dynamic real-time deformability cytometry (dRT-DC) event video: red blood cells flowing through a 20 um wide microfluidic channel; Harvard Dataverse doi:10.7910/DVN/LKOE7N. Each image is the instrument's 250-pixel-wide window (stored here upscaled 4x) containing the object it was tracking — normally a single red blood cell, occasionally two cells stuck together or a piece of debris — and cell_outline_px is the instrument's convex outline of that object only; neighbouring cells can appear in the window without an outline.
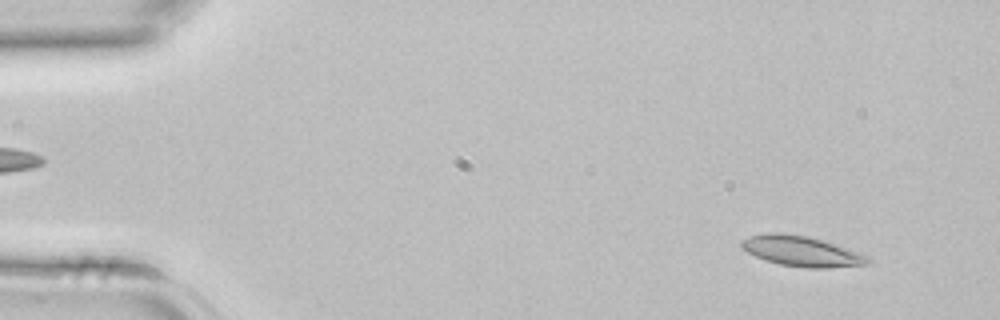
{"species": "common noctule bat (a hibernating species)", "species_latin": "Nyctalus noctula", "temperature_condition": "room temperature", "stored_images_in_passage": 41, "camera_frame_rate_fps": 3000, "um_per_image_px": 0.085, "animal": {"sex": "female", "body_mass_g": 22.7, "forearm_length_mm": 54.2}, "frame": {"image": 1, "passage_image": 2, "time_ms": 0.333, "image_size_px": [1000, 320], "cell_outline_px": [[872, 260], [868, 264], [828, 268], [804, 268], [780, 264], [764, 260], [748, 252], [740, 244], [740, 240], [752, 236], [768, 232], [780, 232], [808, 236], [836, 244], [868, 256]], "centroid_in_image_um": [68.14, 21.35], "position_along_channel_um": 16.9, "area_um2": 22.31}}
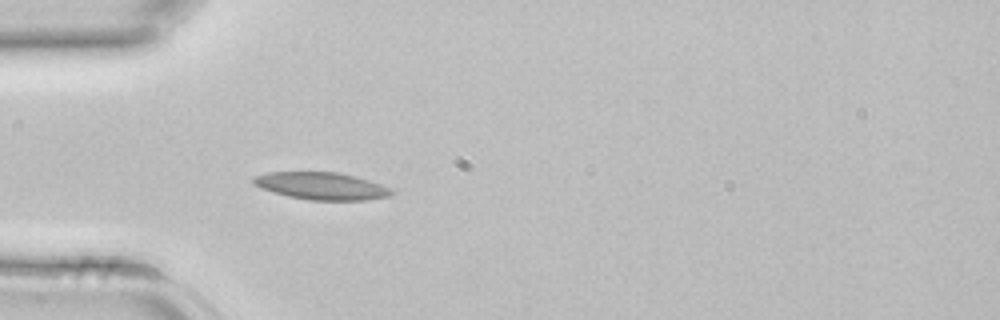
{"frame": {"image": 2, "passage_image": 11, "time_ms": 3.333, "image_size_px": [1000, 320], "cell_outline_px": [[396, 192], [392, 196], [368, 200], [308, 200], [288, 196], [260, 188], [252, 180], [252, 176], [268, 172], [336, 172], [356, 176], [380, 184]], "centroid_in_image_um": [27.34, 15.81], "position_along_channel_um": 57.7, "area_um2": 22.02}}
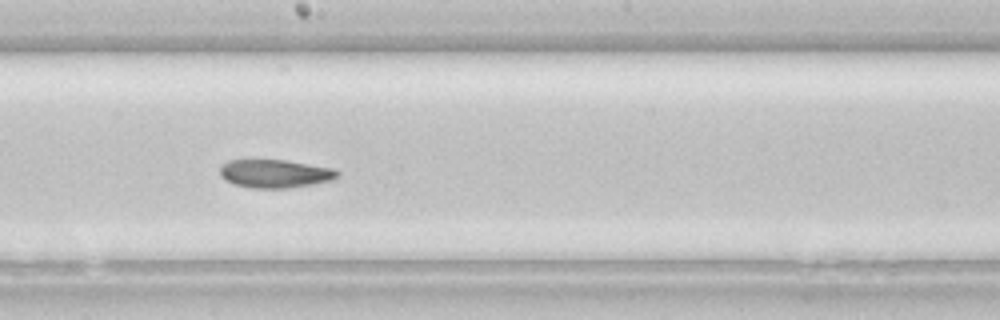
{"frame": {"image": 3, "passage_image": 22, "time_ms": 7.0, "image_size_px": [1000, 320], "cell_outline_px": [[340, 176], [332, 180], [312, 184], [288, 188], [252, 188], [236, 184], [224, 180], [220, 176], [220, 168], [228, 160], [288, 160], [332, 168], [340, 172]], "centroid_in_image_um": [23.39, 14.75], "position_along_channel_um": 224.8, "area_um2": 19.36}}